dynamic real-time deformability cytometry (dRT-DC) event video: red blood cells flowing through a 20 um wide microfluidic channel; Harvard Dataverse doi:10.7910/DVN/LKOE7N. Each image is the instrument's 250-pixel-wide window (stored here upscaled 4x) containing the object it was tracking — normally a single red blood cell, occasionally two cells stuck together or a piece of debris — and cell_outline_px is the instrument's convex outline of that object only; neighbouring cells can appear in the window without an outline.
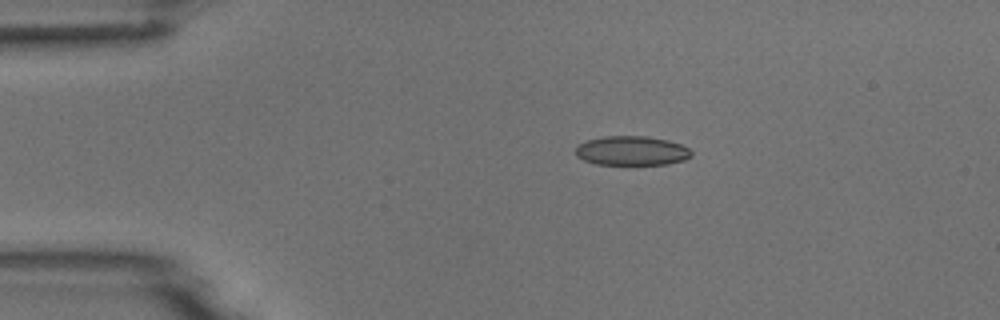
{"species": "common noctule bat (a hibernating species)", "species_latin": "Nyctalus noctula", "temperature_condition": "room temperature", "stored_images_in_passage": 3, "camera_frame_rate_fps": 3000, "um_per_image_px": 0.085, "animal": {"sex": "male", "body_mass_g": 18.8}, "frame": {"image": 1, "passage_image": 1, "time_ms": 0.0, "image_size_px": [1000, 320], "cell_outline_px": [[692, 156], [684, 160], [664, 164], [596, 164], [584, 160], [576, 156], [576, 148], [580, 144], [588, 140], [604, 136], [648, 136], [668, 140], [680, 144], [688, 148], [692, 152]], "centroid_in_image_um": [53.71, 12.81], "position_along_channel_um": 31.3, "area_um2": 19.65}}
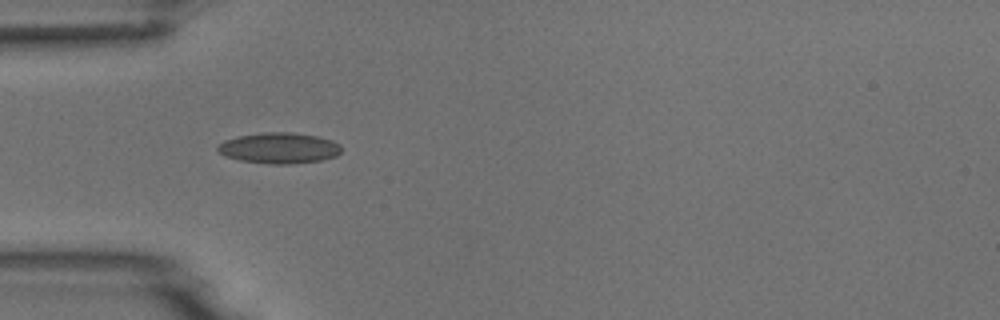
{"frame": {"image": 2, "passage_image": 2, "time_ms": 2.0, "image_size_px": [1000, 320], "cell_outline_px": [[340, 152], [336, 156], [320, 160], [288, 164], [268, 164], [240, 160], [224, 156], [216, 148], [224, 140], [236, 136], [264, 132], [292, 132], [316, 136], [332, 140], [340, 144]], "centroid_in_image_um": [23.71, 12.58], "position_along_channel_um": 61.3, "area_um2": 22.2}}